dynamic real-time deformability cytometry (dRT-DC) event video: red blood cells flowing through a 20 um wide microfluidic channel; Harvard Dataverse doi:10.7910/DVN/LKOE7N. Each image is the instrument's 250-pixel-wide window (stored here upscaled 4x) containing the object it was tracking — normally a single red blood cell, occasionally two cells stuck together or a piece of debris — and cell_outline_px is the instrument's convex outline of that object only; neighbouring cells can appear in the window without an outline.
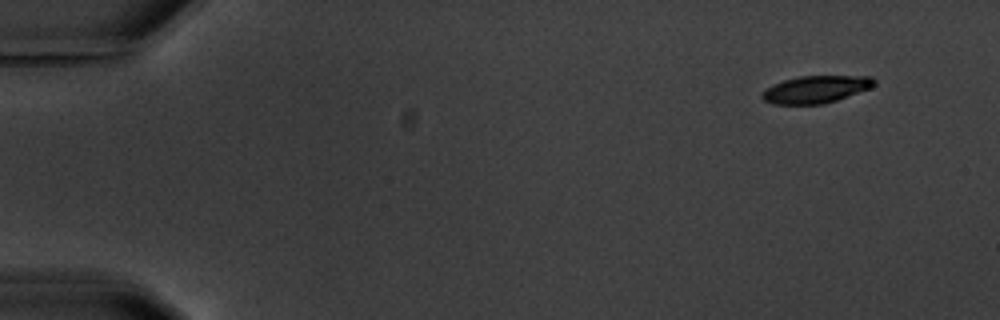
{"species": "common noctule bat (a hibernating species)", "species_latin": "Nyctalus noctula", "temperature_condition": "warm", "stored_images_in_passage": 5, "camera_frame_rate_fps": 3000, "um_per_image_px": 0.085, "animal": {"sex": "male", "body_mass_g": 20.1, "forearm_length_mm": 53.5}, "frame": {"image": 1, "passage_image": 1, "time_ms": 0.0, "image_size_px": [1000, 320], "cell_outline_px": [[876, 84], [872, 88], [824, 104], [772, 104], [764, 100], [760, 96], [772, 84], [784, 80], [800, 76], [872, 76], [876, 80]], "centroid_in_image_um": [69.39, 7.59], "position_along_channel_um": 15.6, "area_um2": 17.86}}
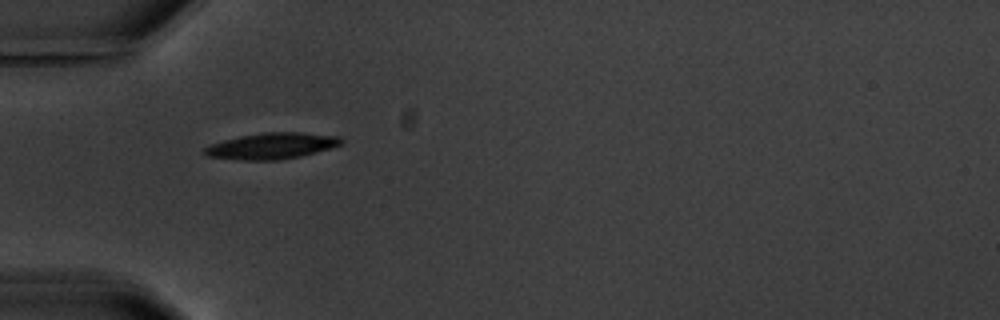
{"frame": {"image": 2, "passage_image": 4, "time_ms": 4.667, "image_size_px": [1000, 320], "cell_outline_px": [[344, 140], [340, 144], [332, 148], [300, 156], [276, 160], [240, 160], [208, 156], [204, 152], [204, 148], [208, 144], [240, 136], [264, 132], [300, 132], [340, 136]], "centroid_in_image_um": [23.1, 12.39], "position_along_channel_um": 61.9, "area_um2": 20.81}}
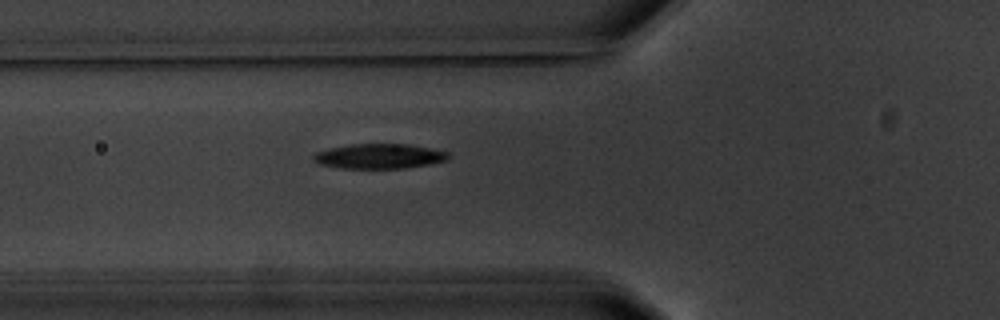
{"frame": {"image": 3, "passage_image": 5, "time_ms": 5.667, "image_size_px": [1000, 320], "cell_outline_px": [[452, 156], [448, 160], [428, 164], [404, 168], [340, 168], [320, 164], [312, 160], [312, 156], [316, 152], [328, 148], [352, 144], [408, 144], [448, 152]], "centroid_in_image_um": [32.22, 13.28], "position_along_channel_um": 93.6, "area_um2": 19.54}}